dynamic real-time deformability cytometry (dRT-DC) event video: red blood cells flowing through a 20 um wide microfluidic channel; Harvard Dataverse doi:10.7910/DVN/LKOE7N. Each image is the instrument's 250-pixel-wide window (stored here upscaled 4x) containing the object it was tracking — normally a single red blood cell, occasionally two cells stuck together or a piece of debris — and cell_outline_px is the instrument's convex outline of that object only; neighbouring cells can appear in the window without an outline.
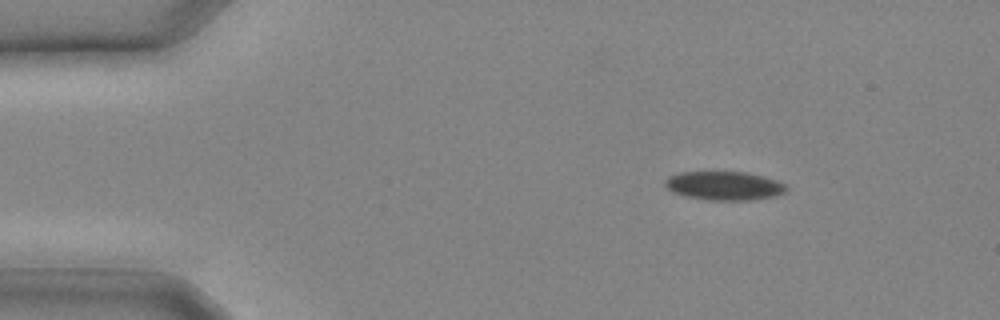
{"species": "common noctule bat (a hibernating species)", "species_latin": "Nyctalus noctula", "temperature_condition": "cold", "stored_images_in_passage": 12, "camera_frame_rate_fps": 3000, "um_per_image_px": 0.085, "animal": {"sex": "male", "body_mass_g": 20.4}, "frame": {"image": 1, "passage_image": 1, "time_ms": 0.0, "image_size_px": [1000, 320], "cell_outline_px": [[788, 188], [784, 192], [772, 196], [752, 200], [708, 200], [688, 196], [672, 192], [664, 184], [664, 180], [668, 176], [680, 172], [744, 172], [764, 176], [776, 180], [784, 184]], "centroid_in_image_um": [61.53, 15.78], "position_along_channel_um": 23.5, "area_um2": 20.17}}
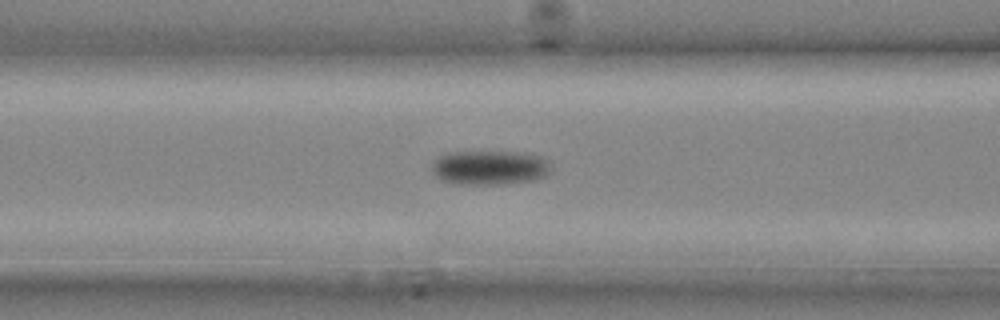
{"frame": {"image": 2, "passage_image": 8, "time_ms": 2.333, "image_size_px": [1000, 320], "cell_outline_px": [[552, 172], [544, 176], [532, 180], [496, 184], [460, 184], [444, 180], [436, 176], [432, 172], [432, 160], [448, 152], [524, 152], [544, 156], [548, 160], [552, 168]], "centroid_in_image_um": [41.66, 14.22], "position_along_channel_um": 124.9, "area_um2": 23.99}}
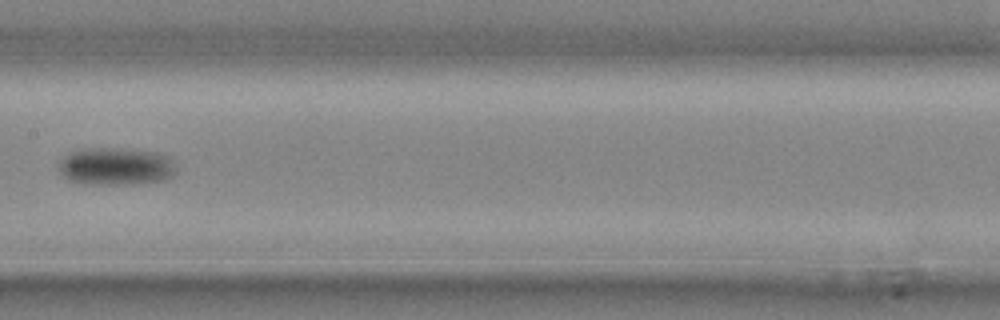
{"frame": {"image": 3, "passage_image": 11, "time_ms": 3.333, "image_size_px": [1000, 320], "cell_outline_px": [[176, 172], [172, 176], [164, 180], [132, 184], [92, 184], [68, 180], [60, 172], [60, 160], [64, 156], [72, 152], [92, 148], [112, 148], [160, 152], [168, 156], [172, 160], [176, 168]], "centroid_in_image_um": [9.9, 14.14], "position_along_channel_um": 197.5, "area_um2": 25.55}}